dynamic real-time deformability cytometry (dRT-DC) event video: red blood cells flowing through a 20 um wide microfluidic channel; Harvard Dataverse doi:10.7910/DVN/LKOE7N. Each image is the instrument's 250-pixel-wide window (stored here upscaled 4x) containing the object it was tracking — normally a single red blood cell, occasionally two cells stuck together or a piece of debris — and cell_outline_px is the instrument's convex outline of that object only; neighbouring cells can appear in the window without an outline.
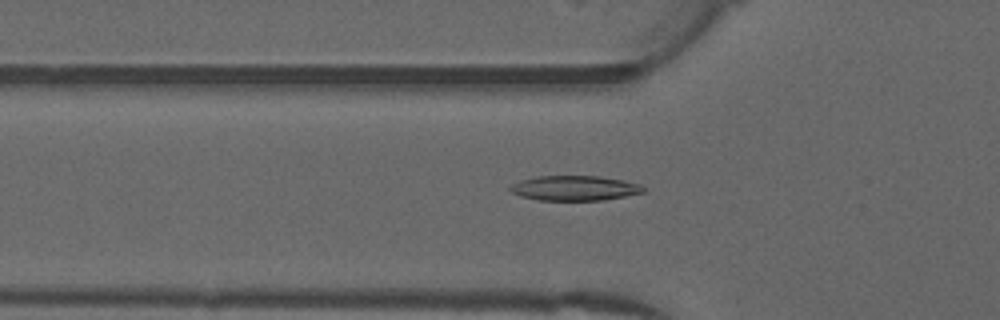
{"species": "common noctule bat (a hibernating species)", "species_latin": "Nyctalus noctula", "temperature_condition": "warm", "stored_images_in_passage": 51, "camera_frame_rate_fps": 3000, "um_per_image_px": 0.085, "animal": {"sex": "male", "forearm_length_mm": 52.5}, "frame": {"image": 1, "passage_image": 17, "time_ms": 5.333, "image_size_px": [1000, 320], "cell_outline_px": [[644, 192], [604, 200], [540, 200], [524, 196], [512, 192], [508, 188], [512, 184], [520, 180], [536, 176], [600, 176], [624, 180], [640, 184], [644, 188]], "centroid_in_image_um": [48.86, 15.98], "position_along_channel_um": 76.9, "area_um2": 19.19}}
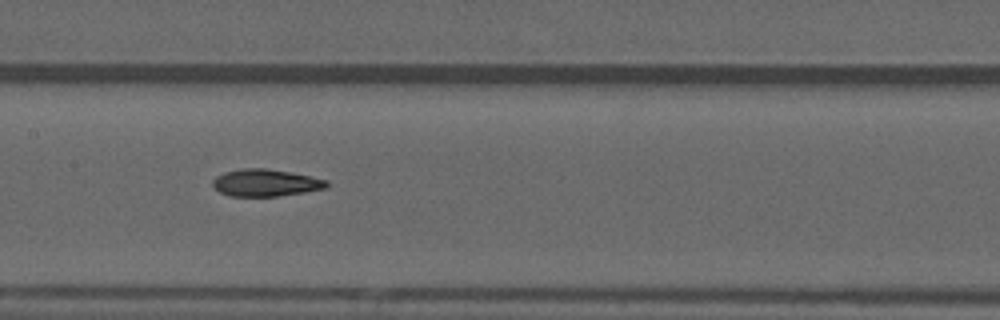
{"frame": {"image": 2, "passage_image": 25, "time_ms": 8.0, "image_size_px": [1000, 320], "cell_outline_px": [[328, 184], [324, 188], [304, 192], [276, 196], [228, 196], [220, 192], [212, 184], [212, 180], [216, 176], [224, 172], [240, 168], [264, 168], [288, 172], [328, 180]], "centroid_in_image_um": [22.52, 15.53], "position_along_channel_um": 184.9, "area_um2": 17.8}}
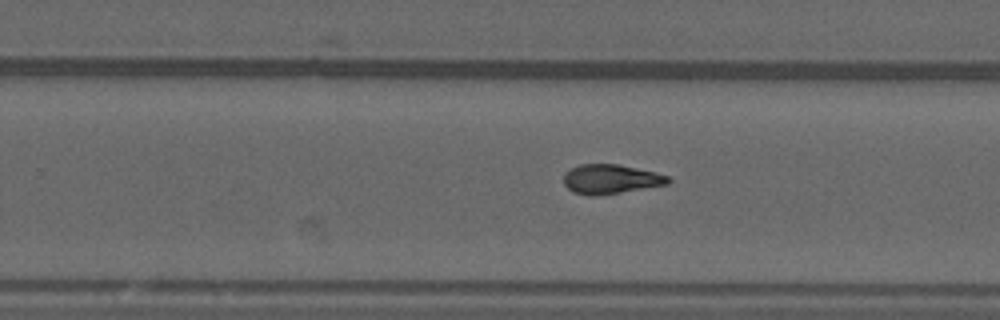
{"frame": {"image": 3, "passage_image": 32, "time_ms": 10.333, "image_size_px": [1000, 320], "cell_outline_px": [[672, 180], [668, 184], [596, 196], [592, 196], [572, 192], [564, 184], [564, 172], [580, 164], [616, 164], [656, 172], [668, 176]], "centroid_in_image_um": [51.89, 15.22], "position_along_channel_um": 277.9, "area_um2": 17.8}, "authors_computed_cell_mechanics": {"area_um2": 18.0336, "velocity_mm_per_s": 4.0108, "shape_relaxation_time_tau1_ms": null, "shape_relaxation_time_tau2_ms": 3.6776, "deformation_change_tau1": null, "deformation_change_tau2": 0.1243}}